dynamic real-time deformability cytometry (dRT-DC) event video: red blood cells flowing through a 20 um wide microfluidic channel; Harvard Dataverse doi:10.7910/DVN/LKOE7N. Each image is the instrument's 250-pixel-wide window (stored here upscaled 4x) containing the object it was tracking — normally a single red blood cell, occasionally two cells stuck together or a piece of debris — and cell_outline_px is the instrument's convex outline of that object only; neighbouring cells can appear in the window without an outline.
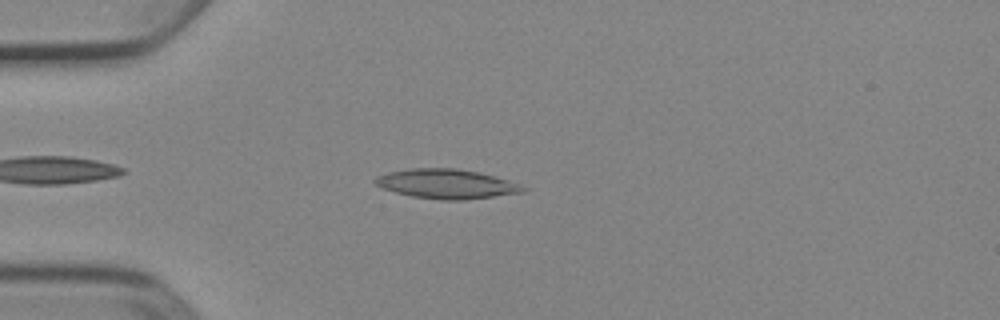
{"species": "Egyptian fruit bat (a non-hibernating species)", "species_latin": "Rousettus aegyptiacus", "temperature_condition": "cold", "stored_images_in_passage": 38, "camera_frame_rate_fps": 3000, "um_per_image_px": 0.085, "animal": {"sex": "female"}, "frame": {"image": 1, "passage_image": 5, "time_ms": 1.333, "image_size_px": [1000, 320], "cell_outline_px": [[528, 188], [524, 192], [464, 200], [440, 200], [412, 196], [396, 192], [384, 188], [376, 184], [372, 180], [376, 176], [388, 172], [412, 168], [456, 168], [480, 172], [508, 180], [520, 184]], "centroid_in_image_um": [37.97, 15.63], "position_along_channel_um": 47.0, "area_um2": 25.37}}
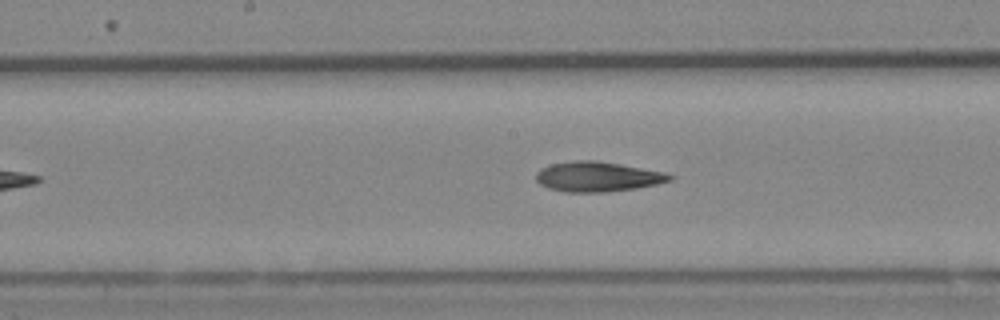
{"frame": {"image": 2, "passage_image": 18, "time_ms": 5.667, "image_size_px": [1000, 320], "cell_outline_px": [[676, 176], [672, 180], [656, 184], [636, 188], [608, 192], [564, 192], [548, 188], [540, 184], [536, 180], [536, 172], [540, 168], [552, 164], [576, 160], [596, 160], [620, 164], [664, 172]], "centroid_in_image_um": [50.79, 15.02], "position_along_channel_um": 197.4, "area_um2": 23.41}}
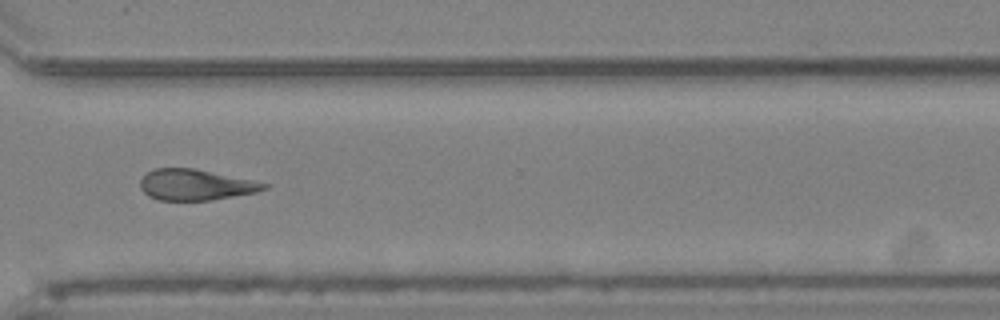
{"frame": {"image": 3, "passage_image": 30, "time_ms": 9.667, "image_size_px": [1000, 320], "cell_outline_px": [[268, 188], [256, 192], [212, 200], [160, 200], [148, 196], [140, 188], [140, 180], [148, 172], [156, 168], [196, 168], [252, 180], [268, 184]], "centroid_in_image_um": [16.62, 15.7], "position_along_channel_um": 354.0, "area_um2": 22.2}, "authors_computed_cell_mechanics": {"area_um2": 23.1489, "velocity_mm_per_s": 3.9163, "shape_relaxation_time_tau1_ms": null, "shape_relaxation_time_tau2_ms": 5.6385, "deformation_change_tau1": null, "deformation_change_tau2": 0.15}}